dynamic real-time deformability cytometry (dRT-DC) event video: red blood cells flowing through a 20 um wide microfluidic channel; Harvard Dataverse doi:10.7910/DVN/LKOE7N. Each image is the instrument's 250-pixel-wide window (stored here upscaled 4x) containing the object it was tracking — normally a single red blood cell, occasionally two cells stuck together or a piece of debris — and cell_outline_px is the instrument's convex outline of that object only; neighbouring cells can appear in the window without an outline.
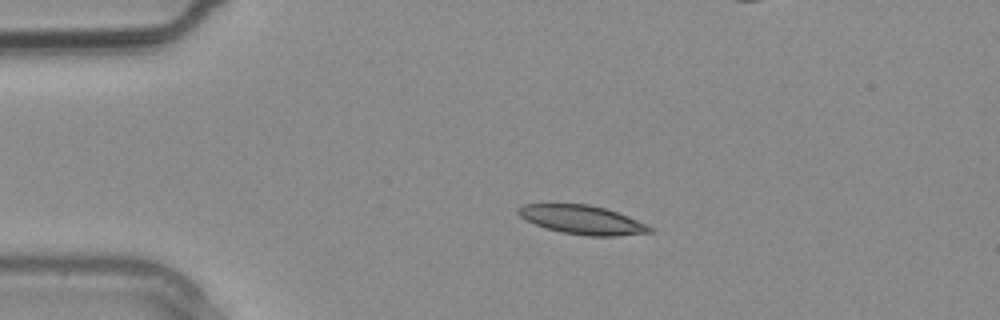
{"species": "common noctule bat (a hibernating species)", "species_latin": "Nyctalus noctula", "temperature_condition": "warm", "stored_images_in_passage": 3, "camera_frame_rate_fps": 3000, "um_per_image_px": 0.085, "animal": {"sex": "male", "body_mass_g": 20.4}, "frame": {"image": 1, "passage_image": 1, "time_ms": 0.0, "image_size_px": [1000, 320], "cell_outline_px": [[656, 232], [616, 236], [588, 236], [560, 232], [536, 224], [520, 216], [516, 212], [516, 208], [524, 204], [588, 204], [604, 208], [628, 216], [648, 224], [656, 228]], "centroid_in_image_um": [49.56, 18.69], "position_along_channel_um": 35.4, "area_um2": 22.2}}
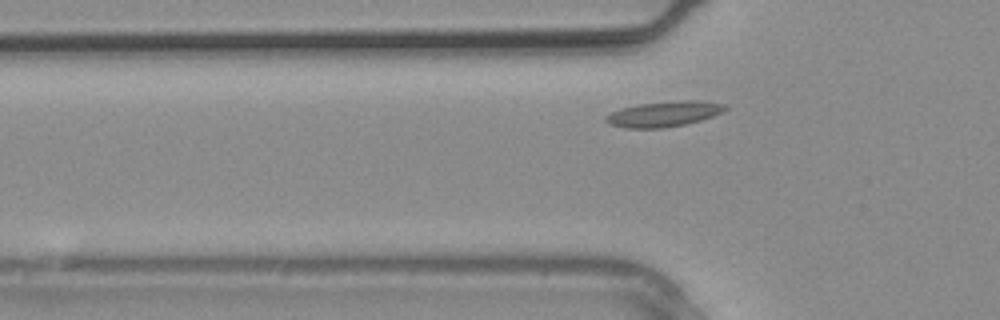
{"frame": {"image": 2, "passage_image": 3, "time_ms": 0.667, "image_size_px": [1000, 320], "cell_outline_px": [[728, 108], [712, 116], [700, 120], [684, 124], [664, 128], [624, 128], [608, 124], [604, 120], [604, 116], [620, 108], [636, 104], [680, 100], [700, 100], [728, 104]], "centroid_in_image_um": [56.4, 9.68], "position_along_channel_um": 69.4, "area_um2": 17.86}}